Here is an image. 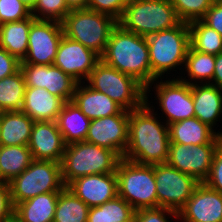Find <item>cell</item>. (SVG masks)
I'll return each mask as SVG.
<instances>
[{
    "label": "cell",
    "instance_id": "cell-1",
    "mask_svg": "<svg viewBox=\"0 0 222 222\" xmlns=\"http://www.w3.org/2000/svg\"><path fill=\"white\" fill-rule=\"evenodd\" d=\"M148 101L145 99L140 108L129 111L128 145L123 158L146 165L166 163L170 145L168 125L158 120Z\"/></svg>",
    "mask_w": 222,
    "mask_h": 222
},
{
    "label": "cell",
    "instance_id": "cell-2",
    "mask_svg": "<svg viewBox=\"0 0 222 222\" xmlns=\"http://www.w3.org/2000/svg\"><path fill=\"white\" fill-rule=\"evenodd\" d=\"M101 60L132 76L145 88L151 84V65L145 36L124 30L119 24L112 30Z\"/></svg>",
    "mask_w": 222,
    "mask_h": 222
},
{
    "label": "cell",
    "instance_id": "cell-3",
    "mask_svg": "<svg viewBox=\"0 0 222 222\" xmlns=\"http://www.w3.org/2000/svg\"><path fill=\"white\" fill-rule=\"evenodd\" d=\"M151 65V84L145 88V99H148L150 87L155 81L175 67L184 66L190 47L189 24L180 22L174 28L162 30L146 37Z\"/></svg>",
    "mask_w": 222,
    "mask_h": 222
},
{
    "label": "cell",
    "instance_id": "cell-4",
    "mask_svg": "<svg viewBox=\"0 0 222 222\" xmlns=\"http://www.w3.org/2000/svg\"><path fill=\"white\" fill-rule=\"evenodd\" d=\"M121 159L115 151L86 141L66 145L60 162L62 181L67 187L83 176L116 173Z\"/></svg>",
    "mask_w": 222,
    "mask_h": 222
},
{
    "label": "cell",
    "instance_id": "cell-5",
    "mask_svg": "<svg viewBox=\"0 0 222 222\" xmlns=\"http://www.w3.org/2000/svg\"><path fill=\"white\" fill-rule=\"evenodd\" d=\"M180 22L171 0H130L118 24L128 32L147 37Z\"/></svg>",
    "mask_w": 222,
    "mask_h": 222
},
{
    "label": "cell",
    "instance_id": "cell-6",
    "mask_svg": "<svg viewBox=\"0 0 222 222\" xmlns=\"http://www.w3.org/2000/svg\"><path fill=\"white\" fill-rule=\"evenodd\" d=\"M61 23L66 37L78 41L100 57L112 30L118 25V21L111 16L88 8L71 10Z\"/></svg>",
    "mask_w": 222,
    "mask_h": 222
},
{
    "label": "cell",
    "instance_id": "cell-7",
    "mask_svg": "<svg viewBox=\"0 0 222 222\" xmlns=\"http://www.w3.org/2000/svg\"><path fill=\"white\" fill-rule=\"evenodd\" d=\"M89 87L107 94L124 110L140 108L145 103V87L135 78L100 60L86 79Z\"/></svg>",
    "mask_w": 222,
    "mask_h": 222
},
{
    "label": "cell",
    "instance_id": "cell-8",
    "mask_svg": "<svg viewBox=\"0 0 222 222\" xmlns=\"http://www.w3.org/2000/svg\"><path fill=\"white\" fill-rule=\"evenodd\" d=\"M118 195L135 210L157 208L154 166L122 158L116 169Z\"/></svg>",
    "mask_w": 222,
    "mask_h": 222
},
{
    "label": "cell",
    "instance_id": "cell-9",
    "mask_svg": "<svg viewBox=\"0 0 222 222\" xmlns=\"http://www.w3.org/2000/svg\"><path fill=\"white\" fill-rule=\"evenodd\" d=\"M13 205L49 192H60L64 187L61 164L51 160H32L30 165L9 182Z\"/></svg>",
    "mask_w": 222,
    "mask_h": 222
},
{
    "label": "cell",
    "instance_id": "cell-10",
    "mask_svg": "<svg viewBox=\"0 0 222 222\" xmlns=\"http://www.w3.org/2000/svg\"><path fill=\"white\" fill-rule=\"evenodd\" d=\"M157 207L179 212L200 182L167 163L154 164Z\"/></svg>",
    "mask_w": 222,
    "mask_h": 222
},
{
    "label": "cell",
    "instance_id": "cell-11",
    "mask_svg": "<svg viewBox=\"0 0 222 222\" xmlns=\"http://www.w3.org/2000/svg\"><path fill=\"white\" fill-rule=\"evenodd\" d=\"M63 35L61 22L35 20L29 30L27 54L21 63L53 65Z\"/></svg>",
    "mask_w": 222,
    "mask_h": 222
},
{
    "label": "cell",
    "instance_id": "cell-12",
    "mask_svg": "<svg viewBox=\"0 0 222 222\" xmlns=\"http://www.w3.org/2000/svg\"><path fill=\"white\" fill-rule=\"evenodd\" d=\"M157 83L153 86L154 90L156 89L155 99L159 100L158 106L166 115L167 120L164 121L167 125L195 117L191 85L179 77L165 81L161 79Z\"/></svg>",
    "mask_w": 222,
    "mask_h": 222
},
{
    "label": "cell",
    "instance_id": "cell-13",
    "mask_svg": "<svg viewBox=\"0 0 222 222\" xmlns=\"http://www.w3.org/2000/svg\"><path fill=\"white\" fill-rule=\"evenodd\" d=\"M221 144L183 145L170 143L166 163L200 183L208 177L216 150Z\"/></svg>",
    "mask_w": 222,
    "mask_h": 222
},
{
    "label": "cell",
    "instance_id": "cell-14",
    "mask_svg": "<svg viewBox=\"0 0 222 222\" xmlns=\"http://www.w3.org/2000/svg\"><path fill=\"white\" fill-rule=\"evenodd\" d=\"M129 111L93 119L90 122L86 142L115 151L123 158L128 145Z\"/></svg>",
    "mask_w": 222,
    "mask_h": 222
},
{
    "label": "cell",
    "instance_id": "cell-15",
    "mask_svg": "<svg viewBox=\"0 0 222 222\" xmlns=\"http://www.w3.org/2000/svg\"><path fill=\"white\" fill-rule=\"evenodd\" d=\"M100 60L101 57L97 53L63 35L53 65L60 68L77 83H81L86 81Z\"/></svg>",
    "mask_w": 222,
    "mask_h": 222
},
{
    "label": "cell",
    "instance_id": "cell-16",
    "mask_svg": "<svg viewBox=\"0 0 222 222\" xmlns=\"http://www.w3.org/2000/svg\"><path fill=\"white\" fill-rule=\"evenodd\" d=\"M26 87L45 88L64 102L72 101L77 82L55 65L21 63Z\"/></svg>",
    "mask_w": 222,
    "mask_h": 222
},
{
    "label": "cell",
    "instance_id": "cell-17",
    "mask_svg": "<svg viewBox=\"0 0 222 222\" xmlns=\"http://www.w3.org/2000/svg\"><path fill=\"white\" fill-rule=\"evenodd\" d=\"M178 216L183 222H222V194L201 182Z\"/></svg>",
    "mask_w": 222,
    "mask_h": 222
},
{
    "label": "cell",
    "instance_id": "cell-18",
    "mask_svg": "<svg viewBox=\"0 0 222 222\" xmlns=\"http://www.w3.org/2000/svg\"><path fill=\"white\" fill-rule=\"evenodd\" d=\"M34 160L60 163L66 148L56 121H34L28 144Z\"/></svg>",
    "mask_w": 222,
    "mask_h": 222
},
{
    "label": "cell",
    "instance_id": "cell-19",
    "mask_svg": "<svg viewBox=\"0 0 222 222\" xmlns=\"http://www.w3.org/2000/svg\"><path fill=\"white\" fill-rule=\"evenodd\" d=\"M67 188L89 207L102 205L118 196L116 173L83 176L72 181Z\"/></svg>",
    "mask_w": 222,
    "mask_h": 222
},
{
    "label": "cell",
    "instance_id": "cell-20",
    "mask_svg": "<svg viewBox=\"0 0 222 222\" xmlns=\"http://www.w3.org/2000/svg\"><path fill=\"white\" fill-rule=\"evenodd\" d=\"M170 143L183 145L222 144V133L214 131L196 117L168 125Z\"/></svg>",
    "mask_w": 222,
    "mask_h": 222
},
{
    "label": "cell",
    "instance_id": "cell-21",
    "mask_svg": "<svg viewBox=\"0 0 222 222\" xmlns=\"http://www.w3.org/2000/svg\"><path fill=\"white\" fill-rule=\"evenodd\" d=\"M64 103L45 88L26 87L21 111L33 121H56Z\"/></svg>",
    "mask_w": 222,
    "mask_h": 222
},
{
    "label": "cell",
    "instance_id": "cell-22",
    "mask_svg": "<svg viewBox=\"0 0 222 222\" xmlns=\"http://www.w3.org/2000/svg\"><path fill=\"white\" fill-rule=\"evenodd\" d=\"M72 102L90 120L120 114L124 110L107 94L92 89L85 82L77 83Z\"/></svg>",
    "mask_w": 222,
    "mask_h": 222
},
{
    "label": "cell",
    "instance_id": "cell-23",
    "mask_svg": "<svg viewBox=\"0 0 222 222\" xmlns=\"http://www.w3.org/2000/svg\"><path fill=\"white\" fill-rule=\"evenodd\" d=\"M195 117L214 129L222 115V90L212 84L191 85Z\"/></svg>",
    "mask_w": 222,
    "mask_h": 222
},
{
    "label": "cell",
    "instance_id": "cell-24",
    "mask_svg": "<svg viewBox=\"0 0 222 222\" xmlns=\"http://www.w3.org/2000/svg\"><path fill=\"white\" fill-rule=\"evenodd\" d=\"M59 193L39 194L16 204L13 222H53Z\"/></svg>",
    "mask_w": 222,
    "mask_h": 222
},
{
    "label": "cell",
    "instance_id": "cell-25",
    "mask_svg": "<svg viewBox=\"0 0 222 222\" xmlns=\"http://www.w3.org/2000/svg\"><path fill=\"white\" fill-rule=\"evenodd\" d=\"M34 121L21 110L0 115L1 146H28Z\"/></svg>",
    "mask_w": 222,
    "mask_h": 222
},
{
    "label": "cell",
    "instance_id": "cell-26",
    "mask_svg": "<svg viewBox=\"0 0 222 222\" xmlns=\"http://www.w3.org/2000/svg\"><path fill=\"white\" fill-rule=\"evenodd\" d=\"M66 145L85 141L91 120L72 102H65L56 120Z\"/></svg>",
    "mask_w": 222,
    "mask_h": 222
},
{
    "label": "cell",
    "instance_id": "cell-27",
    "mask_svg": "<svg viewBox=\"0 0 222 222\" xmlns=\"http://www.w3.org/2000/svg\"><path fill=\"white\" fill-rule=\"evenodd\" d=\"M36 19L30 17L0 25V47L22 61L28 49V38L31 24Z\"/></svg>",
    "mask_w": 222,
    "mask_h": 222
},
{
    "label": "cell",
    "instance_id": "cell-28",
    "mask_svg": "<svg viewBox=\"0 0 222 222\" xmlns=\"http://www.w3.org/2000/svg\"><path fill=\"white\" fill-rule=\"evenodd\" d=\"M33 160L28 146H1L0 145V176L9 183L20 175Z\"/></svg>",
    "mask_w": 222,
    "mask_h": 222
},
{
    "label": "cell",
    "instance_id": "cell-29",
    "mask_svg": "<svg viewBox=\"0 0 222 222\" xmlns=\"http://www.w3.org/2000/svg\"><path fill=\"white\" fill-rule=\"evenodd\" d=\"M184 67L190 79L186 77L182 79L183 76H181L182 81L189 85H196L197 80H200V84H211L215 70V55L199 52L190 46Z\"/></svg>",
    "mask_w": 222,
    "mask_h": 222
},
{
    "label": "cell",
    "instance_id": "cell-30",
    "mask_svg": "<svg viewBox=\"0 0 222 222\" xmlns=\"http://www.w3.org/2000/svg\"><path fill=\"white\" fill-rule=\"evenodd\" d=\"M135 209L119 195L99 206L90 207L87 222H134Z\"/></svg>",
    "mask_w": 222,
    "mask_h": 222
},
{
    "label": "cell",
    "instance_id": "cell-31",
    "mask_svg": "<svg viewBox=\"0 0 222 222\" xmlns=\"http://www.w3.org/2000/svg\"><path fill=\"white\" fill-rule=\"evenodd\" d=\"M89 209L69 188L64 187L57 199L53 222H87Z\"/></svg>",
    "mask_w": 222,
    "mask_h": 222
},
{
    "label": "cell",
    "instance_id": "cell-32",
    "mask_svg": "<svg viewBox=\"0 0 222 222\" xmlns=\"http://www.w3.org/2000/svg\"><path fill=\"white\" fill-rule=\"evenodd\" d=\"M26 84L21 69L0 80V110L19 111L22 109Z\"/></svg>",
    "mask_w": 222,
    "mask_h": 222
},
{
    "label": "cell",
    "instance_id": "cell-33",
    "mask_svg": "<svg viewBox=\"0 0 222 222\" xmlns=\"http://www.w3.org/2000/svg\"><path fill=\"white\" fill-rule=\"evenodd\" d=\"M190 46L199 52L217 55L222 53V36L202 20L188 23Z\"/></svg>",
    "mask_w": 222,
    "mask_h": 222
},
{
    "label": "cell",
    "instance_id": "cell-34",
    "mask_svg": "<svg viewBox=\"0 0 222 222\" xmlns=\"http://www.w3.org/2000/svg\"><path fill=\"white\" fill-rule=\"evenodd\" d=\"M214 0H171L176 15L181 22L201 20Z\"/></svg>",
    "mask_w": 222,
    "mask_h": 222
},
{
    "label": "cell",
    "instance_id": "cell-35",
    "mask_svg": "<svg viewBox=\"0 0 222 222\" xmlns=\"http://www.w3.org/2000/svg\"><path fill=\"white\" fill-rule=\"evenodd\" d=\"M70 11L65 0H37L31 10V15L36 20L62 22Z\"/></svg>",
    "mask_w": 222,
    "mask_h": 222
},
{
    "label": "cell",
    "instance_id": "cell-36",
    "mask_svg": "<svg viewBox=\"0 0 222 222\" xmlns=\"http://www.w3.org/2000/svg\"><path fill=\"white\" fill-rule=\"evenodd\" d=\"M31 16V9L21 0H0V25Z\"/></svg>",
    "mask_w": 222,
    "mask_h": 222
},
{
    "label": "cell",
    "instance_id": "cell-37",
    "mask_svg": "<svg viewBox=\"0 0 222 222\" xmlns=\"http://www.w3.org/2000/svg\"><path fill=\"white\" fill-rule=\"evenodd\" d=\"M130 0H89L87 8L119 21Z\"/></svg>",
    "mask_w": 222,
    "mask_h": 222
},
{
    "label": "cell",
    "instance_id": "cell-38",
    "mask_svg": "<svg viewBox=\"0 0 222 222\" xmlns=\"http://www.w3.org/2000/svg\"><path fill=\"white\" fill-rule=\"evenodd\" d=\"M171 217L179 220L178 213L173 210L162 207L143 208L135 210L134 222H171L168 220Z\"/></svg>",
    "mask_w": 222,
    "mask_h": 222
},
{
    "label": "cell",
    "instance_id": "cell-39",
    "mask_svg": "<svg viewBox=\"0 0 222 222\" xmlns=\"http://www.w3.org/2000/svg\"><path fill=\"white\" fill-rule=\"evenodd\" d=\"M203 183L222 194V144L215 152L210 173Z\"/></svg>",
    "mask_w": 222,
    "mask_h": 222
},
{
    "label": "cell",
    "instance_id": "cell-40",
    "mask_svg": "<svg viewBox=\"0 0 222 222\" xmlns=\"http://www.w3.org/2000/svg\"><path fill=\"white\" fill-rule=\"evenodd\" d=\"M14 205L11 200L10 185L7 182L0 184V222H13Z\"/></svg>",
    "mask_w": 222,
    "mask_h": 222
},
{
    "label": "cell",
    "instance_id": "cell-41",
    "mask_svg": "<svg viewBox=\"0 0 222 222\" xmlns=\"http://www.w3.org/2000/svg\"><path fill=\"white\" fill-rule=\"evenodd\" d=\"M21 68V61L0 47V80L13 75Z\"/></svg>",
    "mask_w": 222,
    "mask_h": 222
},
{
    "label": "cell",
    "instance_id": "cell-42",
    "mask_svg": "<svg viewBox=\"0 0 222 222\" xmlns=\"http://www.w3.org/2000/svg\"><path fill=\"white\" fill-rule=\"evenodd\" d=\"M201 20L222 36V0H214Z\"/></svg>",
    "mask_w": 222,
    "mask_h": 222
},
{
    "label": "cell",
    "instance_id": "cell-43",
    "mask_svg": "<svg viewBox=\"0 0 222 222\" xmlns=\"http://www.w3.org/2000/svg\"><path fill=\"white\" fill-rule=\"evenodd\" d=\"M211 84L222 90V53L215 55V70Z\"/></svg>",
    "mask_w": 222,
    "mask_h": 222
},
{
    "label": "cell",
    "instance_id": "cell-44",
    "mask_svg": "<svg viewBox=\"0 0 222 222\" xmlns=\"http://www.w3.org/2000/svg\"><path fill=\"white\" fill-rule=\"evenodd\" d=\"M89 0H65L70 10L87 8Z\"/></svg>",
    "mask_w": 222,
    "mask_h": 222
},
{
    "label": "cell",
    "instance_id": "cell-45",
    "mask_svg": "<svg viewBox=\"0 0 222 222\" xmlns=\"http://www.w3.org/2000/svg\"><path fill=\"white\" fill-rule=\"evenodd\" d=\"M21 1L32 10L37 0H21Z\"/></svg>",
    "mask_w": 222,
    "mask_h": 222
},
{
    "label": "cell",
    "instance_id": "cell-46",
    "mask_svg": "<svg viewBox=\"0 0 222 222\" xmlns=\"http://www.w3.org/2000/svg\"><path fill=\"white\" fill-rule=\"evenodd\" d=\"M3 182H4V181H3V179H2L1 176H0V184L3 183Z\"/></svg>",
    "mask_w": 222,
    "mask_h": 222
}]
</instances>
